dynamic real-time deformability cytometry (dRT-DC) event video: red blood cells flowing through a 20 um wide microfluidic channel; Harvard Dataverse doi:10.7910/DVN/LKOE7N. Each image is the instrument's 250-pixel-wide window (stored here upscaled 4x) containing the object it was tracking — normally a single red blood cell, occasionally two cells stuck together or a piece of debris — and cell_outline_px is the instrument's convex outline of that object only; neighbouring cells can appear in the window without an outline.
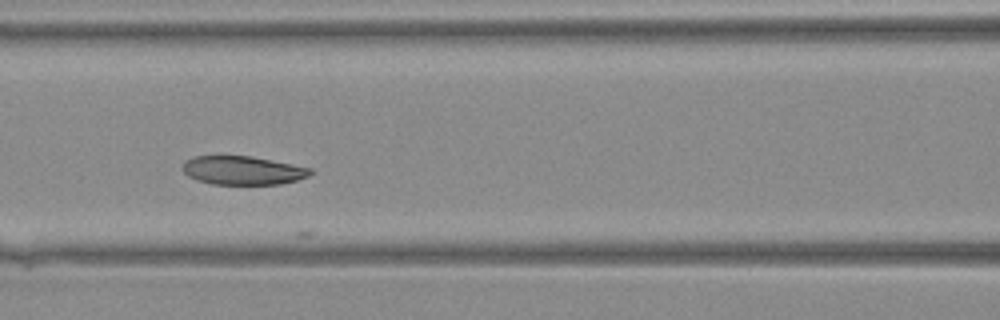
{"species": "Egyptian fruit bat (a non-hibernating species)", "species_latin": "Rousettus aegyptiacus", "temperature_condition": "warm", "stored_images_in_passage": 11, "camera_frame_rate_fps": 3000, "um_per_image_px": 0.085, "animal": {"sex": "female"}, "frame": {"image": 1, "passage_image": 8, "time_ms": 2.333, "image_size_px": [1000, 320], "cell_outline_px": [[312, 172], [308, 176], [296, 180], [280, 184], [212, 184], [196, 180], [188, 176], [180, 168], [184, 160], [196, 156], [252, 156], [312, 168]], "centroid_in_image_um": [20.59, 14.48], "position_along_channel_um": 146.0, "area_um2": 21.39}}
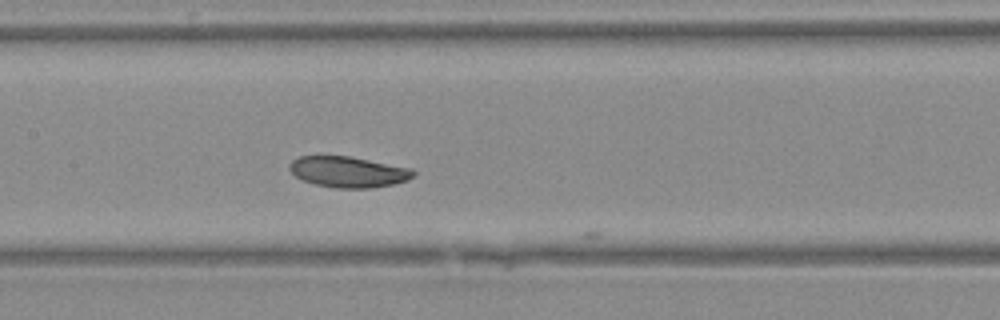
{"frame": {"image": 2, "passage_image": 10, "time_ms": 3.0, "image_size_px": [1000, 320], "cell_outline_px": [[416, 172], [408, 180], [392, 184], [372, 188], [336, 188], [316, 184], [304, 180], [296, 176], [288, 168], [288, 164], [292, 160], [300, 156], [348, 156], [412, 168]], "centroid_in_image_um": [29.6, 14.61], "position_along_channel_um": 177.8, "area_um2": 22.14}}